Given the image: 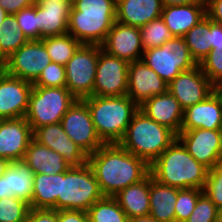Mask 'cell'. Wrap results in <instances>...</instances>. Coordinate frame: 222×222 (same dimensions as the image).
Returning a JSON list of instances; mask_svg holds the SVG:
<instances>
[{
	"mask_svg": "<svg viewBox=\"0 0 222 222\" xmlns=\"http://www.w3.org/2000/svg\"><path fill=\"white\" fill-rule=\"evenodd\" d=\"M87 163L92 168L103 195L110 197L150 173V165L145 160L119 144H104L88 155Z\"/></svg>",
	"mask_w": 222,
	"mask_h": 222,
	"instance_id": "cell-1",
	"label": "cell"
},
{
	"mask_svg": "<svg viewBox=\"0 0 222 222\" xmlns=\"http://www.w3.org/2000/svg\"><path fill=\"white\" fill-rule=\"evenodd\" d=\"M208 171L188 153L178 138L150 165L153 179L178 189L203 190Z\"/></svg>",
	"mask_w": 222,
	"mask_h": 222,
	"instance_id": "cell-2",
	"label": "cell"
},
{
	"mask_svg": "<svg viewBox=\"0 0 222 222\" xmlns=\"http://www.w3.org/2000/svg\"><path fill=\"white\" fill-rule=\"evenodd\" d=\"M116 1L74 0L68 33L81 44L102 45L116 22Z\"/></svg>",
	"mask_w": 222,
	"mask_h": 222,
	"instance_id": "cell-3",
	"label": "cell"
},
{
	"mask_svg": "<svg viewBox=\"0 0 222 222\" xmlns=\"http://www.w3.org/2000/svg\"><path fill=\"white\" fill-rule=\"evenodd\" d=\"M88 106L96 132L104 144H118L139 106L127 95L89 96Z\"/></svg>",
	"mask_w": 222,
	"mask_h": 222,
	"instance_id": "cell-4",
	"label": "cell"
},
{
	"mask_svg": "<svg viewBox=\"0 0 222 222\" xmlns=\"http://www.w3.org/2000/svg\"><path fill=\"white\" fill-rule=\"evenodd\" d=\"M176 139L173 130L138 109L118 144L151 165Z\"/></svg>",
	"mask_w": 222,
	"mask_h": 222,
	"instance_id": "cell-5",
	"label": "cell"
},
{
	"mask_svg": "<svg viewBox=\"0 0 222 222\" xmlns=\"http://www.w3.org/2000/svg\"><path fill=\"white\" fill-rule=\"evenodd\" d=\"M103 197L99 183L88 163L71 166L66 172L61 173V187L56 210L87 211Z\"/></svg>",
	"mask_w": 222,
	"mask_h": 222,
	"instance_id": "cell-6",
	"label": "cell"
},
{
	"mask_svg": "<svg viewBox=\"0 0 222 222\" xmlns=\"http://www.w3.org/2000/svg\"><path fill=\"white\" fill-rule=\"evenodd\" d=\"M76 100L67 87H33L25 119L33 131L44 125L60 123Z\"/></svg>",
	"mask_w": 222,
	"mask_h": 222,
	"instance_id": "cell-7",
	"label": "cell"
},
{
	"mask_svg": "<svg viewBox=\"0 0 222 222\" xmlns=\"http://www.w3.org/2000/svg\"><path fill=\"white\" fill-rule=\"evenodd\" d=\"M142 60L167 84L181 72L197 66L183 37L173 36L160 47L144 50Z\"/></svg>",
	"mask_w": 222,
	"mask_h": 222,
	"instance_id": "cell-8",
	"label": "cell"
},
{
	"mask_svg": "<svg viewBox=\"0 0 222 222\" xmlns=\"http://www.w3.org/2000/svg\"><path fill=\"white\" fill-rule=\"evenodd\" d=\"M101 47L82 44L65 65L66 87L77 99L93 96Z\"/></svg>",
	"mask_w": 222,
	"mask_h": 222,
	"instance_id": "cell-9",
	"label": "cell"
},
{
	"mask_svg": "<svg viewBox=\"0 0 222 222\" xmlns=\"http://www.w3.org/2000/svg\"><path fill=\"white\" fill-rule=\"evenodd\" d=\"M52 62L42 40H29L2 64L1 68L13 77L34 83Z\"/></svg>",
	"mask_w": 222,
	"mask_h": 222,
	"instance_id": "cell-10",
	"label": "cell"
},
{
	"mask_svg": "<svg viewBox=\"0 0 222 222\" xmlns=\"http://www.w3.org/2000/svg\"><path fill=\"white\" fill-rule=\"evenodd\" d=\"M60 123L69 138L87 155L104 145L96 132L89 108L83 100L77 99Z\"/></svg>",
	"mask_w": 222,
	"mask_h": 222,
	"instance_id": "cell-11",
	"label": "cell"
},
{
	"mask_svg": "<svg viewBox=\"0 0 222 222\" xmlns=\"http://www.w3.org/2000/svg\"><path fill=\"white\" fill-rule=\"evenodd\" d=\"M129 63L100 48L93 95L124 96L128 88Z\"/></svg>",
	"mask_w": 222,
	"mask_h": 222,
	"instance_id": "cell-12",
	"label": "cell"
},
{
	"mask_svg": "<svg viewBox=\"0 0 222 222\" xmlns=\"http://www.w3.org/2000/svg\"><path fill=\"white\" fill-rule=\"evenodd\" d=\"M167 90L185 110L189 106L204 101L216 88L198 64L194 68L177 75L168 84Z\"/></svg>",
	"mask_w": 222,
	"mask_h": 222,
	"instance_id": "cell-13",
	"label": "cell"
},
{
	"mask_svg": "<svg viewBox=\"0 0 222 222\" xmlns=\"http://www.w3.org/2000/svg\"><path fill=\"white\" fill-rule=\"evenodd\" d=\"M33 83L0 70V120L25 117Z\"/></svg>",
	"mask_w": 222,
	"mask_h": 222,
	"instance_id": "cell-14",
	"label": "cell"
},
{
	"mask_svg": "<svg viewBox=\"0 0 222 222\" xmlns=\"http://www.w3.org/2000/svg\"><path fill=\"white\" fill-rule=\"evenodd\" d=\"M167 86L168 84L142 59L129 63L127 96L138 106L155 95L165 93Z\"/></svg>",
	"mask_w": 222,
	"mask_h": 222,
	"instance_id": "cell-15",
	"label": "cell"
},
{
	"mask_svg": "<svg viewBox=\"0 0 222 222\" xmlns=\"http://www.w3.org/2000/svg\"><path fill=\"white\" fill-rule=\"evenodd\" d=\"M33 139V130L25 117L0 120V157L22 161Z\"/></svg>",
	"mask_w": 222,
	"mask_h": 222,
	"instance_id": "cell-16",
	"label": "cell"
},
{
	"mask_svg": "<svg viewBox=\"0 0 222 222\" xmlns=\"http://www.w3.org/2000/svg\"><path fill=\"white\" fill-rule=\"evenodd\" d=\"M101 46L110 55L124 59L128 63L141 60L144 52L140 27L124 25L117 21Z\"/></svg>",
	"mask_w": 222,
	"mask_h": 222,
	"instance_id": "cell-17",
	"label": "cell"
},
{
	"mask_svg": "<svg viewBox=\"0 0 222 222\" xmlns=\"http://www.w3.org/2000/svg\"><path fill=\"white\" fill-rule=\"evenodd\" d=\"M177 138L199 163L212 169L219 164V132L210 129L181 130Z\"/></svg>",
	"mask_w": 222,
	"mask_h": 222,
	"instance_id": "cell-18",
	"label": "cell"
},
{
	"mask_svg": "<svg viewBox=\"0 0 222 222\" xmlns=\"http://www.w3.org/2000/svg\"><path fill=\"white\" fill-rule=\"evenodd\" d=\"M33 139L60 154L72 166L87 163L88 155L69 138L61 123L36 128Z\"/></svg>",
	"mask_w": 222,
	"mask_h": 222,
	"instance_id": "cell-19",
	"label": "cell"
},
{
	"mask_svg": "<svg viewBox=\"0 0 222 222\" xmlns=\"http://www.w3.org/2000/svg\"><path fill=\"white\" fill-rule=\"evenodd\" d=\"M222 127V96L215 90L204 101L184 110L181 130L210 129Z\"/></svg>",
	"mask_w": 222,
	"mask_h": 222,
	"instance_id": "cell-20",
	"label": "cell"
},
{
	"mask_svg": "<svg viewBox=\"0 0 222 222\" xmlns=\"http://www.w3.org/2000/svg\"><path fill=\"white\" fill-rule=\"evenodd\" d=\"M139 109L155 122L173 130L177 135L180 133L184 109L168 90L149 98L139 106Z\"/></svg>",
	"mask_w": 222,
	"mask_h": 222,
	"instance_id": "cell-21",
	"label": "cell"
},
{
	"mask_svg": "<svg viewBox=\"0 0 222 222\" xmlns=\"http://www.w3.org/2000/svg\"><path fill=\"white\" fill-rule=\"evenodd\" d=\"M71 3L36 1L38 40L68 33Z\"/></svg>",
	"mask_w": 222,
	"mask_h": 222,
	"instance_id": "cell-22",
	"label": "cell"
},
{
	"mask_svg": "<svg viewBox=\"0 0 222 222\" xmlns=\"http://www.w3.org/2000/svg\"><path fill=\"white\" fill-rule=\"evenodd\" d=\"M161 0H117L116 21L135 27H142L153 19L161 17Z\"/></svg>",
	"mask_w": 222,
	"mask_h": 222,
	"instance_id": "cell-23",
	"label": "cell"
},
{
	"mask_svg": "<svg viewBox=\"0 0 222 222\" xmlns=\"http://www.w3.org/2000/svg\"><path fill=\"white\" fill-rule=\"evenodd\" d=\"M33 174L56 175L66 172L72 165L60 154L32 139L22 160Z\"/></svg>",
	"mask_w": 222,
	"mask_h": 222,
	"instance_id": "cell-24",
	"label": "cell"
},
{
	"mask_svg": "<svg viewBox=\"0 0 222 222\" xmlns=\"http://www.w3.org/2000/svg\"><path fill=\"white\" fill-rule=\"evenodd\" d=\"M206 16V3L163 6L161 14L172 36L183 37Z\"/></svg>",
	"mask_w": 222,
	"mask_h": 222,
	"instance_id": "cell-25",
	"label": "cell"
},
{
	"mask_svg": "<svg viewBox=\"0 0 222 222\" xmlns=\"http://www.w3.org/2000/svg\"><path fill=\"white\" fill-rule=\"evenodd\" d=\"M150 173L142 180L113 196L128 219L147 216L150 213L149 205Z\"/></svg>",
	"mask_w": 222,
	"mask_h": 222,
	"instance_id": "cell-26",
	"label": "cell"
},
{
	"mask_svg": "<svg viewBox=\"0 0 222 222\" xmlns=\"http://www.w3.org/2000/svg\"><path fill=\"white\" fill-rule=\"evenodd\" d=\"M179 189L160 184L150 173V213L157 222H175V203Z\"/></svg>",
	"mask_w": 222,
	"mask_h": 222,
	"instance_id": "cell-27",
	"label": "cell"
},
{
	"mask_svg": "<svg viewBox=\"0 0 222 222\" xmlns=\"http://www.w3.org/2000/svg\"><path fill=\"white\" fill-rule=\"evenodd\" d=\"M60 187L61 173L56 175L34 174L30 208L56 210Z\"/></svg>",
	"mask_w": 222,
	"mask_h": 222,
	"instance_id": "cell-28",
	"label": "cell"
},
{
	"mask_svg": "<svg viewBox=\"0 0 222 222\" xmlns=\"http://www.w3.org/2000/svg\"><path fill=\"white\" fill-rule=\"evenodd\" d=\"M5 174L8 192L31 205L34 177L32 170L23 161L11 162Z\"/></svg>",
	"mask_w": 222,
	"mask_h": 222,
	"instance_id": "cell-29",
	"label": "cell"
},
{
	"mask_svg": "<svg viewBox=\"0 0 222 222\" xmlns=\"http://www.w3.org/2000/svg\"><path fill=\"white\" fill-rule=\"evenodd\" d=\"M191 57L199 64L211 49V19L206 15L184 36Z\"/></svg>",
	"mask_w": 222,
	"mask_h": 222,
	"instance_id": "cell-30",
	"label": "cell"
},
{
	"mask_svg": "<svg viewBox=\"0 0 222 222\" xmlns=\"http://www.w3.org/2000/svg\"><path fill=\"white\" fill-rule=\"evenodd\" d=\"M28 41L25 34L19 30L15 16L8 14L0 25V64Z\"/></svg>",
	"mask_w": 222,
	"mask_h": 222,
	"instance_id": "cell-31",
	"label": "cell"
},
{
	"mask_svg": "<svg viewBox=\"0 0 222 222\" xmlns=\"http://www.w3.org/2000/svg\"><path fill=\"white\" fill-rule=\"evenodd\" d=\"M46 50L51 57L52 62L63 66L74 55L77 49L82 45L70 33L51 36L42 39Z\"/></svg>",
	"mask_w": 222,
	"mask_h": 222,
	"instance_id": "cell-32",
	"label": "cell"
},
{
	"mask_svg": "<svg viewBox=\"0 0 222 222\" xmlns=\"http://www.w3.org/2000/svg\"><path fill=\"white\" fill-rule=\"evenodd\" d=\"M88 222H128V217L114 197L104 196L88 210Z\"/></svg>",
	"mask_w": 222,
	"mask_h": 222,
	"instance_id": "cell-33",
	"label": "cell"
},
{
	"mask_svg": "<svg viewBox=\"0 0 222 222\" xmlns=\"http://www.w3.org/2000/svg\"><path fill=\"white\" fill-rule=\"evenodd\" d=\"M140 35L144 50L160 47L173 37L162 17L153 19L140 27Z\"/></svg>",
	"mask_w": 222,
	"mask_h": 222,
	"instance_id": "cell-34",
	"label": "cell"
},
{
	"mask_svg": "<svg viewBox=\"0 0 222 222\" xmlns=\"http://www.w3.org/2000/svg\"><path fill=\"white\" fill-rule=\"evenodd\" d=\"M30 205L15 196L0 199V222H27Z\"/></svg>",
	"mask_w": 222,
	"mask_h": 222,
	"instance_id": "cell-35",
	"label": "cell"
},
{
	"mask_svg": "<svg viewBox=\"0 0 222 222\" xmlns=\"http://www.w3.org/2000/svg\"><path fill=\"white\" fill-rule=\"evenodd\" d=\"M202 192L203 190L195 188L179 189L175 203V222H186L195 209Z\"/></svg>",
	"mask_w": 222,
	"mask_h": 222,
	"instance_id": "cell-36",
	"label": "cell"
},
{
	"mask_svg": "<svg viewBox=\"0 0 222 222\" xmlns=\"http://www.w3.org/2000/svg\"><path fill=\"white\" fill-rule=\"evenodd\" d=\"M199 65L215 87L222 82V45L212 48Z\"/></svg>",
	"mask_w": 222,
	"mask_h": 222,
	"instance_id": "cell-37",
	"label": "cell"
},
{
	"mask_svg": "<svg viewBox=\"0 0 222 222\" xmlns=\"http://www.w3.org/2000/svg\"><path fill=\"white\" fill-rule=\"evenodd\" d=\"M33 87H66L65 66L50 62L33 83Z\"/></svg>",
	"mask_w": 222,
	"mask_h": 222,
	"instance_id": "cell-38",
	"label": "cell"
},
{
	"mask_svg": "<svg viewBox=\"0 0 222 222\" xmlns=\"http://www.w3.org/2000/svg\"><path fill=\"white\" fill-rule=\"evenodd\" d=\"M219 209L210 200V198L202 192L199 195L195 209L186 220V222H218Z\"/></svg>",
	"mask_w": 222,
	"mask_h": 222,
	"instance_id": "cell-39",
	"label": "cell"
},
{
	"mask_svg": "<svg viewBox=\"0 0 222 222\" xmlns=\"http://www.w3.org/2000/svg\"><path fill=\"white\" fill-rule=\"evenodd\" d=\"M203 192L210 198L215 206L222 207V165L217 164L209 169Z\"/></svg>",
	"mask_w": 222,
	"mask_h": 222,
	"instance_id": "cell-40",
	"label": "cell"
},
{
	"mask_svg": "<svg viewBox=\"0 0 222 222\" xmlns=\"http://www.w3.org/2000/svg\"><path fill=\"white\" fill-rule=\"evenodd\" d=\"M19 30H21L28 40H38V15L36 14V4L21 9L14 14Z\"/></svg>",
	"mask_w": 222,
	"mask_h": 222,
	"instance_id": "cell-41",
	"label": "cell"
},
{
	"mask_svg": "<svg viewBox=\"0 0 222 222\" xmlns=\"http://www.w3.org/2000/svg\"><path fill=\"white\" fill-rule=\"evenodd\" d=\"M27 222H58V210L30 208Z\"/></svg>",
	"mask_w": 222,
	"mask_h": 222,
	"instance_id": "cell-42",
	"label": "cell"
},
{
	"mask_svg": "<svg viewBox=\"0 0 222 222\" xmlns=\"http://www.w3.org/2000/svg\"><path fill=\"white\" fill-rule=\"evenodd\" d=\"M58 222H88V214L83 210H58Z\"/></svg>",
	"mask_w": 222,
	"mask_h": 222,
	"instance_id": "cell-43",
	"label": "cell"
},
{
	"mask_svg": "<svg viewBox=\"0 0 222 222\" xmlns=\"http://www.w3.org/2000/svg\"><path fill=\"white\" fill-rule=\"evenodd\" d=\"M36 0H0V6L11 15L18 13L21 9L31 7Z\"/></svg>",
	"mask_w": 222,
	"mask_h": 222,
	"instance_id": "cell-44",
	"label": "cell"
},
{
	"mask_svg": "<svg viewBox=\"0 0 222 222\" xmlns=\"http://www.w3.org/2000/svg\"><path fill=\"white\" fill-rule=\"evenodd\" d=\"M206 15L214 22L222 24V0H205Z\"/></svg>",
	"mask_w": 222,
	"mask_h": 222,
	"instance_id": "cell-45",
	"label": "cell"
},
{
	"mask_svg": "<svg viewBox=\"0 0 222 222\" xmlns=\"http://www.w3.org/2000/svg\"><path fill=\"white\" fill-rule=\"evenodd\" d=\"M222 45V24L211 20V49Z\"/></svg>",
	"mask_w": 222,
	"mask_h": 222,
	"instance_id": "cell-46",
	"label": "cell"
},
{
	"mask_svg": "<svg viewBox=\"0 0 222 222\" xmlns=\"http://www.w3.org/2000/svg\"><path fill=\"white\" fill-rule=\"evenodd\" d=\"M163 6L188 5L192 3H205V0H161Z\"/></svg>",
	"mask_w": 222,
	"mask_h": 222,
	"instance_id": "cell-47",
	"label": "cell"
},
{
	"mask_svg": "<svg viewBox=\"0 0 222 222\" xmlns=\"http://www.w3.org/2000/svg\"><path fill=\"white\" fill-rule=\"evenodd\" d=\"M12 196H13L12 192H8L7 175L4 174L0 178V199L12 197Z\"/></svg>",
	"mask_w": 222,
	"mask_h": 222,
	"instance_id": "cell-48",
	"label": "cell"
},
{
	"mask_svg": "<svg viewBox=\"0 0 222 222\" xmlns=\"http://www.w3.org/2000/svg\"><path fill=\"white\" fill-rule=\"evenodd\" d=\"M128 222H157L152 216H141L128 219Z\"/></svg>",
	"mask_w": 222,
	"mask_h": 222,
	"instance_id": "cell-49",
	"label": "cell"
},
{
	"mask_svg": "<svg viewBox=\"0 0 222 222\" xmlns=\"http://www.w3.org/2000/svg\"><path fill=\"white\" fill-rule=\"evenodd\" d=\"M11 162L8 159L0 157V178L5 174V171L10 166Z\"/></svg>",
	"mask_w": 222,
	"mask_h": 222,
	"instance_id": "cell-50",
	"label": "cell"
},
{
	"mask_svg": "<svg viewBox=\"0 0 222 222\" xmlns=\"http://www.w3.org/2000/svg\"><path fill=\"white\" fill-rule=\"evenodd\" d=\"M219 132V143H220V148H219V164L222 165V127L218 130Z\"/></svg>",
	"mask_w": 222,
	"mask_h": 222,
	"instance_id": "cell-51",
	"label": "cell"
},
{
	"mask_svg": "<svg viewBox=\"0 0 222 222\" xmlns=\"http://www.w3.org/2000/svg\"><path fill=\"white\" fill-rule=\"evenodd\" d=\"M8 13L0 6V25L7 17Z\"/></svg>",
	"mask_w": 222,
	"mask_h": 222,
	"instance_id": "cell-52",
	"label": "cell"
},
{
	"mask_svg": "<svg viewBox=\"0 0 222 222\" xmlns=\"http://www.w3.org/2000/svg\"><path fill=\"white\" fill-rule=\"evenodd\" d=\"M36 1H54V2H63L73 4L74 0H36Z\"/></svg>",
	"mask_w": 222,
	"mask_h": 222,
	"instance_id": "cell-53",
	"label": "cell"
},
{
	"mask_svg": "<svg viewBox=\"0 0 222 222\" xmlns=\"http://www.w3.org/2000/svg\"><path fill=\"white\" fill-rule=\"evenodd\" d=\"M215 88L216 91L222 96V82H220Z\"/></svg>",
	"mask_w": 222,
	"mask_h": 222,
	"instance_id": "cell-54",
	"label": "cell"
},
{
	"mask_svg": "<svg viewBox=\"0 0 222 222\" xmlns=\"http://www.w3.org/2000/svg\"><path fill=\"white\" fill-rule=\"evenodd\" d=\"M218 222H222V207L219 209V220Z\"/></svg>",
	"mask_w": 222,
	"mask_h": 222,
	"instance_id": "cell-55",
	"label": "cell"
}]
</instances>
